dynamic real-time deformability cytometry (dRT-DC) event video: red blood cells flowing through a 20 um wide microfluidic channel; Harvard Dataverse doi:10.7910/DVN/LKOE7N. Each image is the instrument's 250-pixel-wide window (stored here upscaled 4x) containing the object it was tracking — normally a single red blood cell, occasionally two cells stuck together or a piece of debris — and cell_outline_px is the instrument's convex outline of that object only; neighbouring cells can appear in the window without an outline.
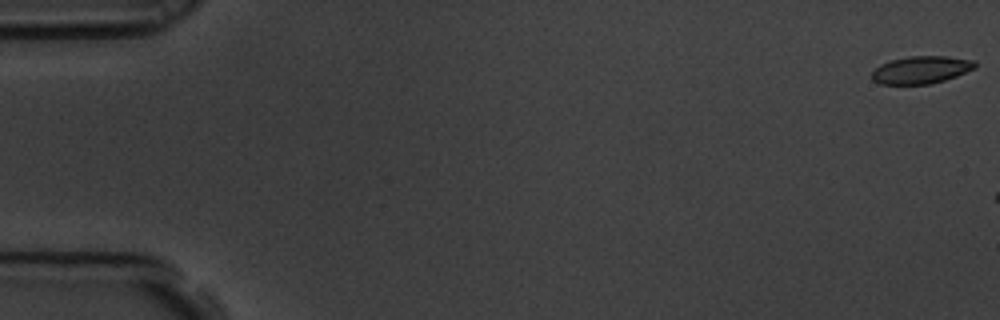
{"species": "common noctule bat (a hibernating species)", "species_latin": "Nyctalus noctula", "temperature_condition": "room temperature", "stored_images_in_passage": 3, "camera_frame_rate_fps": 3000, "um_per_image_px": 0.085, "animal": {"sex": "male", "body_mass_g": 19.5, "forearm_length_mm": 54.6}, "frame": {"image": 1, "passage_image": 1, "time_ms": 0.0, "image_size_px": [1000, 320], "cell_outline_px": [[976, 68], [956, 76], [944, 80], [928, 84], [880, 84], [872, 80], [872, 72], [880, 64], [892, 60], [908, 56], [948, 56], [976, 60]], "centroid_in_image_um": [78.32, 5.93], "position_along_channel_um": 6.7, "area_um2": 16.59}}